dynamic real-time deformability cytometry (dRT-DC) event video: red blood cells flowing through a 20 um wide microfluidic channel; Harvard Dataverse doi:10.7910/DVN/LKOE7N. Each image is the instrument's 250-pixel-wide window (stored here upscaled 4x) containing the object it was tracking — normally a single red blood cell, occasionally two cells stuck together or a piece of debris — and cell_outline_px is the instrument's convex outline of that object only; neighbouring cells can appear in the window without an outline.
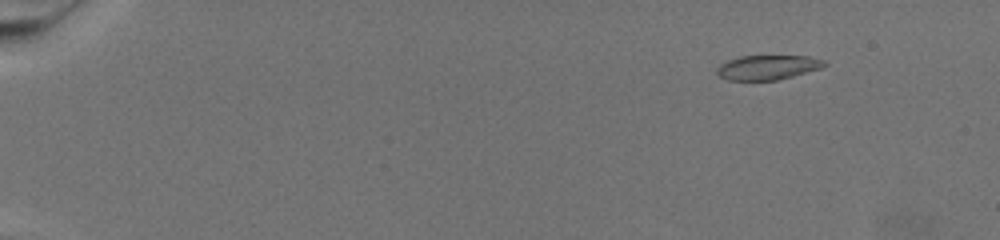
{"species": "common noctule bat (a hibernating species)", "species_latin": "Nyctalus noctula", "temperature_condition": "warm", "stored_images_in_passage": 68, "camera_frame_rate_fps": 3000, "um_per_image_px": 0.085, "animal": {"sex": "female", "body_mass_g": 19.5, "forearm_length_mm": 54.1}, "frame": {"image": 1, "passage_image": 1, "time_ms": 0.0, "image_size_px": [1000, 240], "cell_outline_px": [[828, 64], [820, 68], [792, 76], [776, 80], [728, 80], [720, 76], [716, 72], [716, 68], [720, 64], [728, 60], [740, 56], [808, 56], [824, 60]], "centroid_in_image_um": [65.23, 5.72], "position_along_channel_um": 19.8, "area_um2": 15.26}}
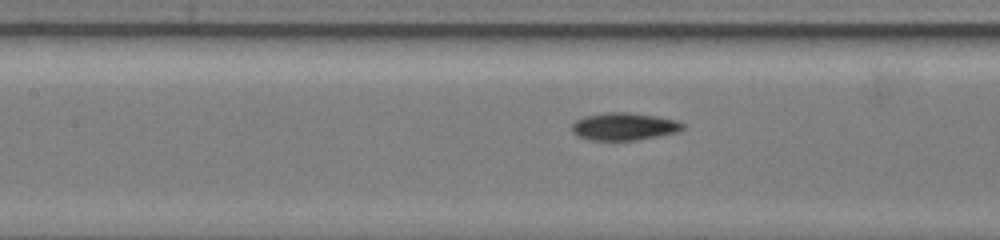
{"frame": {"image": 2, "passage_image": 31, "time_ms": 10.0, "image_size_px": [1000, 240], "cell_outline_px": [[684, 128], [676, 132], [636, 140], [588, 140], [572, 132], [572, 124], [576, 120], [584, 116], [608, 112], [632, 112], [656, 116], [676, 120], [684, 124]], "centroid_in_image_um": [53.03, 10.74], "position_along_channel_um": 154.4, "area_um2": 17.69}}
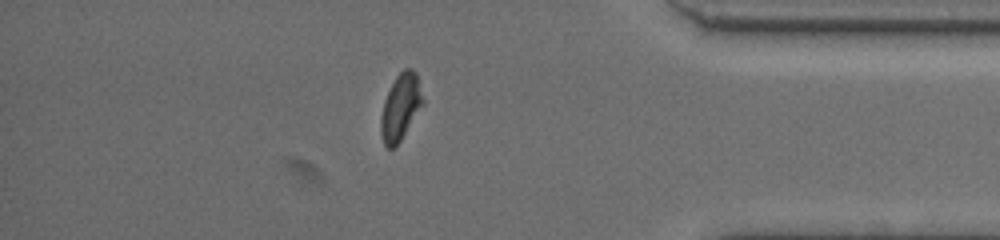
{"frame": {"image": 3, "passage_image": 59, "time_ms": 19.333, "image_size_px": [1000, 240], "cell_outline_px": [[424, 104], [400, 140], [392, 148], [388, 148], [384, 144], [380, 132], [380, 116], [384, 100], [396, 76], [404, 68], [412, 68], [416, 72], [424, 100]], "centroid_in_image_um": [34.05, 9.08], "position_along_channel_um": 401.2, "area_um2": 16.13}}